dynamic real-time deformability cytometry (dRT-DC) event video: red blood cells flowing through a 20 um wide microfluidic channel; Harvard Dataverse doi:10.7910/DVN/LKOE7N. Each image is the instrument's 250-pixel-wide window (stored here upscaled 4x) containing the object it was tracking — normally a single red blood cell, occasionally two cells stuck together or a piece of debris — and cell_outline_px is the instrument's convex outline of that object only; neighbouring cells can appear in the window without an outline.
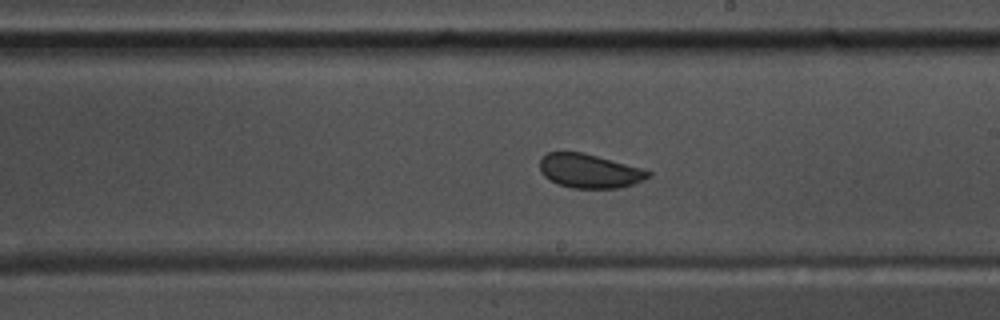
{"species": "common noctule bat (a hibernating species)", "species_latin": "Nyctalus noctula", "temperature_condition": "warm", "stored_images_in_passage": 56, "camera_frame_rate_fps": 3000, "um_per_image_px": 0.085, "animal": {"sex": "male", "body_mass_g": 17.5, "forearm_length_mm": 52.3}, "frame": {"image": 1, "passage_image": 32, "time_ms": 10.333, "image_size_px": [1000, 320], "cell_outline_px": [[652, 176], [644, 180], [632, 184], [616, 188], [572, 188], [560, 184], [544, 176], [540, 172], [540, 160], [548, 152], [584, 152], [640, 168], [652, 172]], "centroid_in_image_um": [50.11, 14.53], "position_along_channel_um": 238.9, "area_um2": 21.27}, "authors_computed_cell_mechanics": {"area_um2": 23.1778, "velocity_mm_per_s": 3.7235, "shape_relaxation_time_tau1_ms": 3.0314, "shape_relaxation_time_tau2_ms": null, "deformation_change_tau1": 0.0751, "deformation_change_tau2": null}}